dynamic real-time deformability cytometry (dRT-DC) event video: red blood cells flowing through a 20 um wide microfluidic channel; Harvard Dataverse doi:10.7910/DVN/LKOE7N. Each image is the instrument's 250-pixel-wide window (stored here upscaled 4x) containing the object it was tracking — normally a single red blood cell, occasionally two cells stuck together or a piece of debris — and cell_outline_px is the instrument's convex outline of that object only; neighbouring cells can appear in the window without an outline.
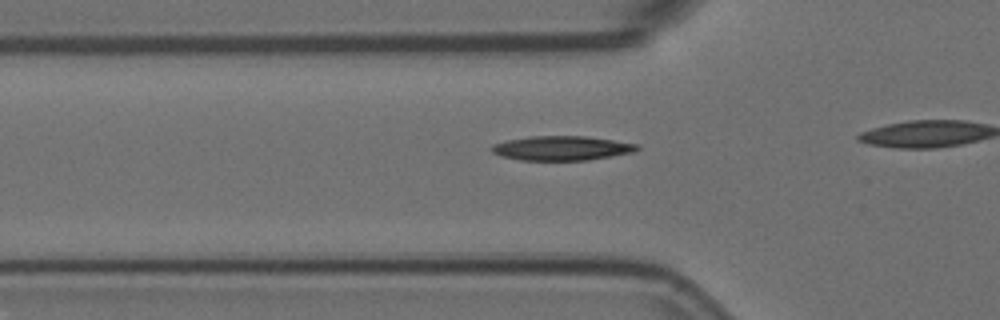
{"species": "Egyptian fruit bat (a non-hibernating species)", "species_latin": "Rousettus aegyptiacus", "temperature_condition": "room temperature", "stored_images_in_passage": 17, "camera_frame_rate_fps": 3000, "um_per_image_px": 0.085, "animal": {"sex": "female"}, "frame": {"image": 1, "passage_image": 11, "time_ms": 3.333, "image_size_px": [1000, 320], "cell_outline_px": [[640, 148], [632, 152], [612, 156], [588, 160], [520, 160], [500, 156], [492, 152], [492, 144], [508, 140], [528, 136], [584, 136], [640, 144]], "centroid_in_image_um": [47.74, 12.59], "position_along_channel_um": 78.1, "area_um2": 20.63}}
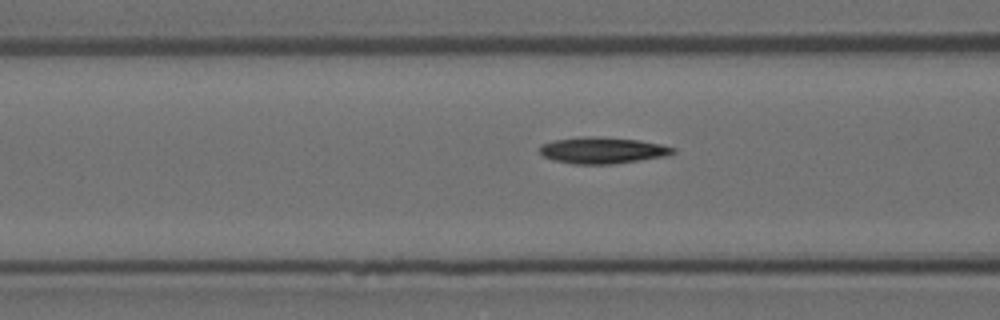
{"frame": {"image": 2, "passage_image": 14, "time_ms": 4.333, "image_size_px": [1000, 320], "cell_outline_px": [[676, 152], [664, 156], [612, 164], [572, 164], [556, 160], [544, 156], [540, 152], [540, 144], [552, 140], [580, 136], [604, 136], [640, 140], [660, 144], [676, 148]], "centroid_in_image_um": [51.19, 12.75], "position_along_channel_um": 115.4, "area_um2": 20.63}}